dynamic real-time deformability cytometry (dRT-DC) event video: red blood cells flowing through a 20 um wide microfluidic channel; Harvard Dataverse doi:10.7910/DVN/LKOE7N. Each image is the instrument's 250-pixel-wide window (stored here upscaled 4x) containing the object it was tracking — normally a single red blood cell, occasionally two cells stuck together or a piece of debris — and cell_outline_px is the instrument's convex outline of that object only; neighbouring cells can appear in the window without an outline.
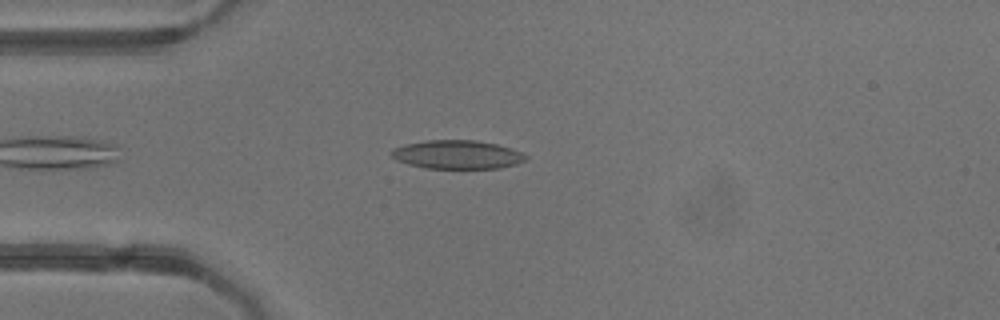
{"species": "common noctule bat (a hibernating species)", "species_latin": "Nyctalus noctula", "temperature_condition": "warm", "stored_images_in_passage": 40, "camera_frame_rate_fps": 3000, "um_per_image_px": 0.085, "animal": {"sex": "female"}, "frame": {"image": 1, "passage_image": 6, "time_ms": 1.667, "image_size_px": [1000, 320], "cell_outline_px": [[528, 160], [516, 164], [500, 168], [424, 168], [408, 164], [396, 160], [392, 156], [392, 148], [408, 144], [428, 140], [476, 140], [496, 144], [520, 152], [528, 156]], "centroid_in_image_um": [38.88, 13.14], "position_along_channel_um": 46.1, "area_um2": 22.25}}
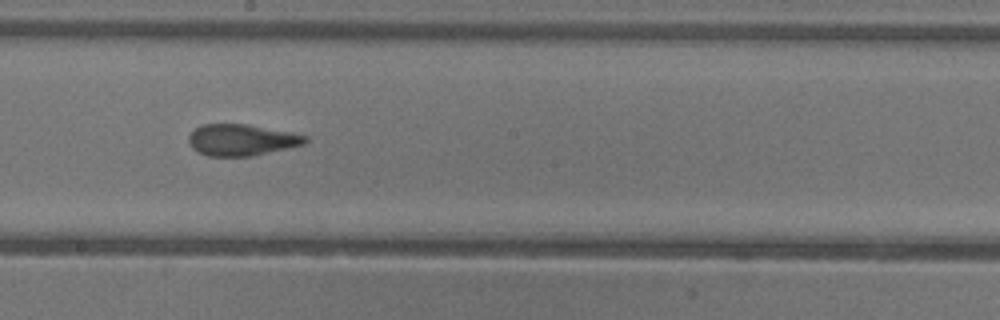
{"frame": {"image": 2, "passage_image": 21, "time_ms": 6.667, "image_size_px": [1000, 320], "cell_outline_px": [[308, 140], [304, 144], [252, 156], [208, 156], [192, 148], [188, 140], [188, 136], [200, 124], [248, 124], [292, 132], [308, 136]], "centroid_in_image_um": [20.54, 11.88], "position_along_channel_um": 227.7, "area_um2": 21.33}}
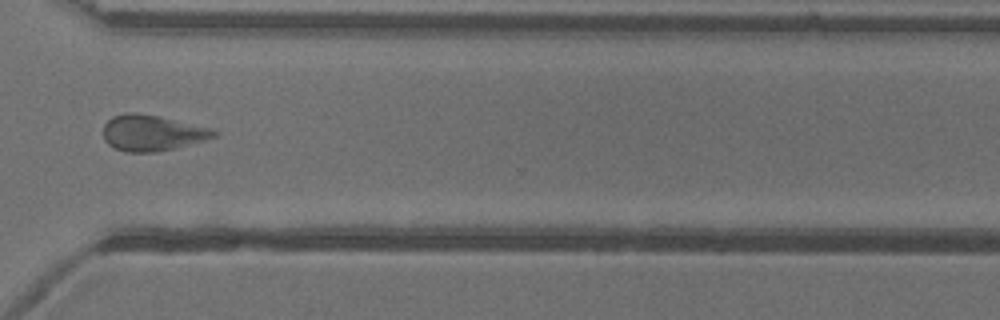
{"frame": {"image": 3, "passage_image": 31, "time_ms": 10.0, "image_size_px": [1000, 320], "cell_outline_px": [[220, 132], [216, 136], [176, 148], [152, 152], [124, 152], [108, 144], [104, 140], [104, 124], [112, 116], [128, 112], [136, 112], [160, 116], [208, 128]], "centroid_in_image_um": [12.89, 11.29], "position_along_channel_um": 357.7, "area_um2": 22.95}, "authors_computed_cell_mechanics": {"area_um2": 22.3108, "velocity_mm_per_s": 3.9043, "shape_relaxation_time_tau1_ms": null, "shape_relaxation_time_tau2_ms": 1.9407, "deformation_change_tau1": null, "deformation_change_tau2": 0.0927}}